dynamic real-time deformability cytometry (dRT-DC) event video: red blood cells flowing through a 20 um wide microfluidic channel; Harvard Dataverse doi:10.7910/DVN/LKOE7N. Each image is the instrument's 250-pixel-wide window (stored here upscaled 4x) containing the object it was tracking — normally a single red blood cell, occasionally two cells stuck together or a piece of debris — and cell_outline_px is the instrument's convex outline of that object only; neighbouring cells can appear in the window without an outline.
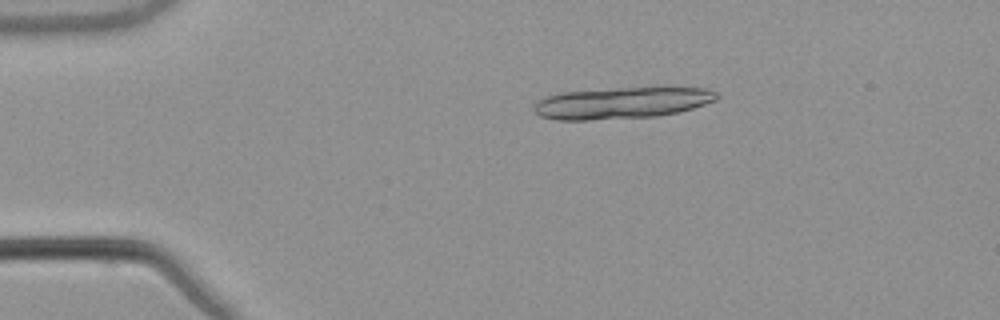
{"species": "common noctule bat (a hibernating species)", "species_latin": "Nyctalus noctula", "temperature_condition": "warm", "stored_images_in_passage": 21, "camera_frame_rate_fps": 3000, "um_per_image_px": 0.085, "animal": {"sex": "male", "body_mass_g": 21.5, "forearm_length_mm": 52.0}, "frame": {"image": 1, "passage_image": 10, "time_ms": 3.0, "image_size_px": [1000, 320], "cell_outline_px": [[720, 96], [716, 100], [692, 108], [676, 112], [656, 116], [588, 120], [556, 120], [540, 116], [532, 108], [532, 104], [548, 96], [564, 92], [656, 84], [672, 84], [708, 88], [716, 92]], "centroid_in_image_um": [52.98, 8.68], "position_along_channel_um": 32.0, "area_um2": 34.97}}